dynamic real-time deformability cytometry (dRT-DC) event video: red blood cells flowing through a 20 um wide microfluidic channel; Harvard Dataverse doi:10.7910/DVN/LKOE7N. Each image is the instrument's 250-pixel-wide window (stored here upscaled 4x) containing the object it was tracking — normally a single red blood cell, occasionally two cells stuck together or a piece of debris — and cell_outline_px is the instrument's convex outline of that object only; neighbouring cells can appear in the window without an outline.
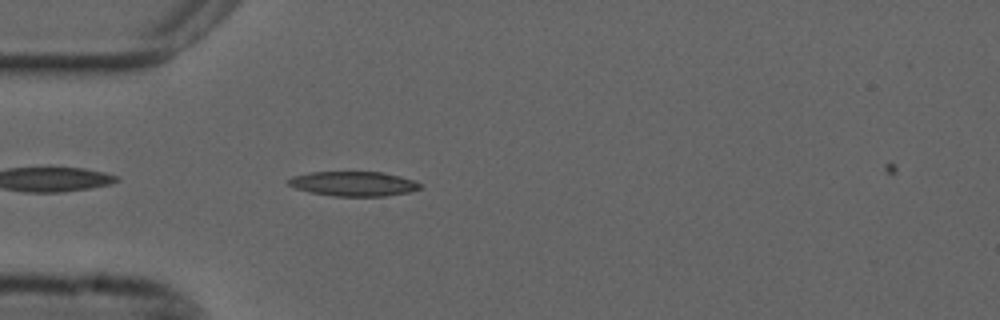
{"species": "common noctule bat (a hibernating species)", "species_latin": "Nyctalus noctula", "temperature_condition": "cold", "stored_images_in_passage": 24, "camera_frame_rate_fps": 3000, "um_per_image_px": 0.085, "animal": {"sex": "male", "forearm_length_mm": 52.5}, "frame": {"image": 1, "passage_image": 1, "time_ms": 0.0, "image_size_px": [1000, 320], "cell_outline_px": [[424, 184], [420, 188], [408, 192], [384, 196], [332, 196], [308, 192], [296, 188], [288, 184], [288, 180], [292, 176], [312, 172], [384, 172], [400, 176]], "centroid_in_image_um": [30.05, 15.62], "position_along_channel_um": 55.0, "area_um2": 18.9}}
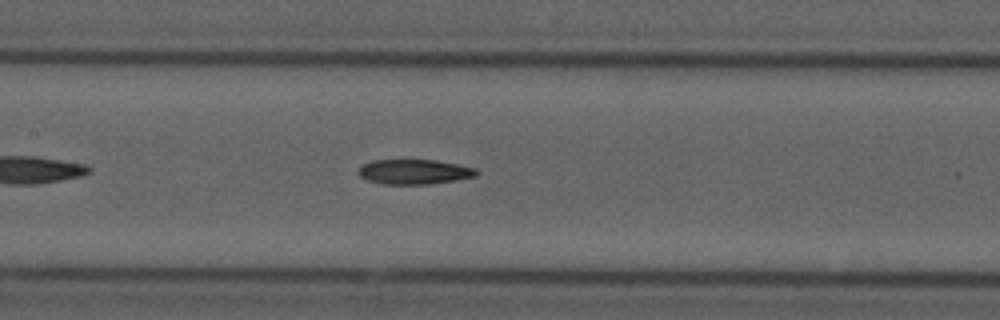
{"frame": {"image": 2, "passage_image": 11, "time_ms": 3.333, "image_size_px": [1000, 320], "cell_outline_px": [[480, 172], [476, 176], [456, 180], [428, 184], [380, 184], [368, 180], [360, 176], [356, 172], [364, 164], [372, 160], [436, 160], [460, 164], [476, 168]], "centroid_in_image_um": [35.24, 14.6], "position_along_channel_um": 172.2, "area_um2": 17.22}}
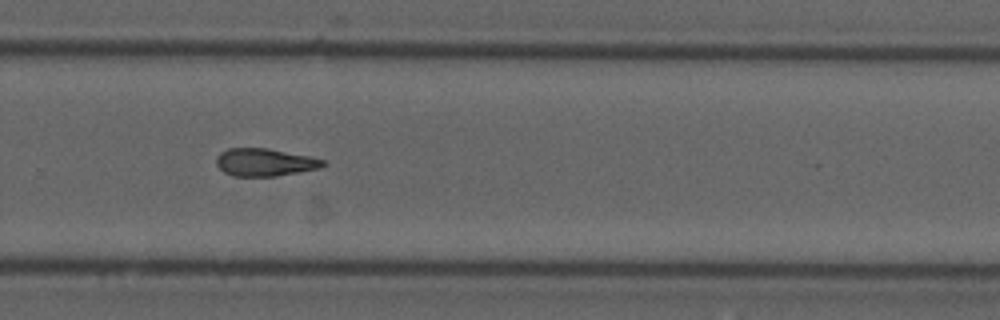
{"frame": {"image": 3, "passage_image": 22, "time_ms": 7.0, "image_size_px": [1000, 320], "cell_outline_px": [[328, 164], [320, 168], [276, 176], [232, 176], [224, 172], [216, 164], [216, 156], [220, 152], [228, 148], [268, 148], [308, 156], [324, 160]], "centroid_in_image_um": [22.49, 13.79], "position_along_channel_um": 307.3, "area_um2": 17.22}}